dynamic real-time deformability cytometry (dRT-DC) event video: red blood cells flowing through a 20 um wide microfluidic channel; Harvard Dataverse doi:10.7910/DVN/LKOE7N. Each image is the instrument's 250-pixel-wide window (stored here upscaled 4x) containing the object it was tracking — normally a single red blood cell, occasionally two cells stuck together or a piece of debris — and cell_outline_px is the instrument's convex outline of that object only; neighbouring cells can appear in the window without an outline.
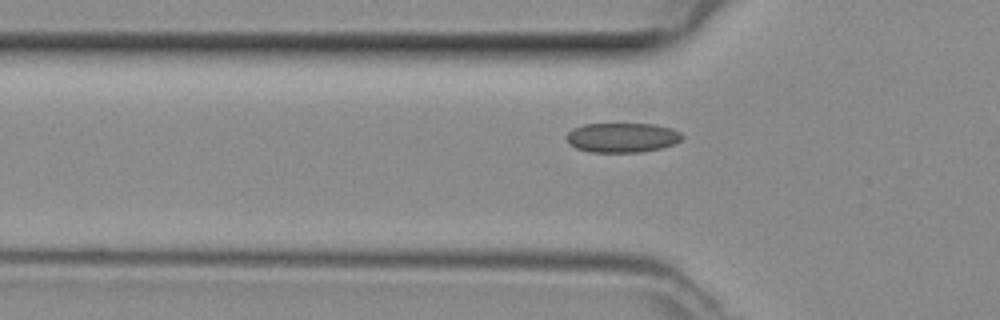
{"species": "common noctule bat (a hibernating species)", "species_latin": "Nyctalus noctula", "temperature_condition": "room temperature", "stored_images_in_passage": 34, "camera_frame_rate_fps": 3000, "um_per_image_px": 0.085, "animal": {"sex": "female", "body_mass_g": 29.2, "forearm_length_mm": 56.3}, "frame": {"image": 1, "passage_image": 10, "time_ms": 3.0, "image_size_px": [1000, 320], "cell_outline_px": [[684, 136], [680, 140], [672, 144], [660, 148], [640, 152], [592, 152], [576, 148], [568, 144], [564, 136], [572, 128], [584, 124], [656, 124], [672, 128], [680, 132]], "centroid_in_image_um": [52.84, 11.68], "position_along_channel_um": 73.0, "area_um2": 20.06}}
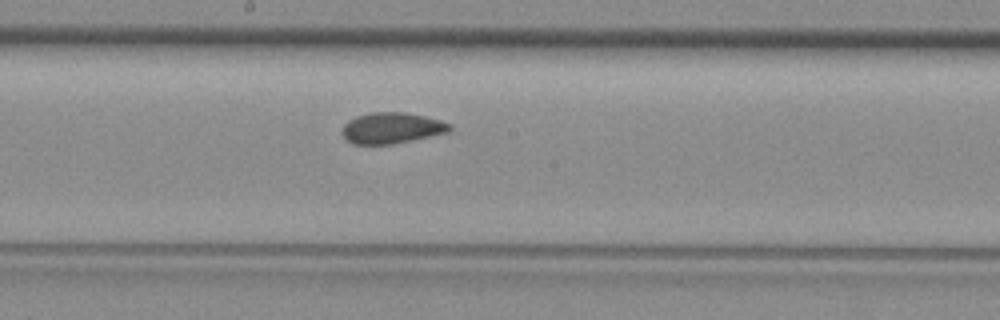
{"frame": {"image": 2, "passage_image": 20, "time_ms": 6.333, "image_size_px": [1000, 320], "cell_outline_px": [[452, 128], [448, 132], [392, 144], [352, 144], [340, 132], [344, 124], [348, 120], [356, 116], [372, 112], [404, 112], [424, 116], [440, 120], [452, 124]], "centroid_in_image_um": [33.27, 10.87], "position_along_channel_um": 214.9, "area_um2": 19.36}}
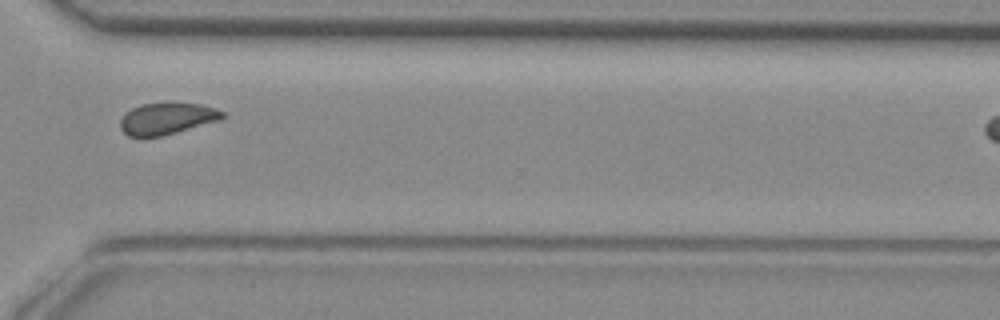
{"frame": {"image": 3, "passage_image": 30, "time_ms": 9.667, "image_size_px": [1000, 320], "cell_outline_px": [[224, 116], [220, 120], [176, 132], [160, 136], [128, 136], [120, 128], [120, 120], [132, 108], [140, 104], [200, 104], [216, 108], [224, 112]], "centroid_in_image_um": [14.2, 10.09], "position_along_channel_um": 356.4, "area_um2": 18.32}}